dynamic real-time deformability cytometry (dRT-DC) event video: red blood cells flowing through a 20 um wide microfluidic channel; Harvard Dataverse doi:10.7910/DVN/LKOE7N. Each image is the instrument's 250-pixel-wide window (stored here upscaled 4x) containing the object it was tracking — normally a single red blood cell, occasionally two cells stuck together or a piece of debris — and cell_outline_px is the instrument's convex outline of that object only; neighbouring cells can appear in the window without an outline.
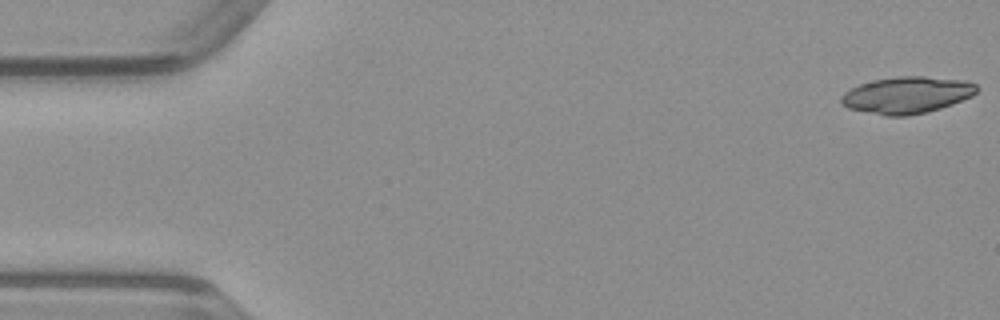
{"species": "common noctule bat (a hibernating species)", "species_latin": "Nyctalus noctula", "temperature_condition": "warm", "stored_images_in_passage": 49, "camera_frame_rate_fps": 3000, "um_per_image_px": 0.085, "animal": {"sex": "male", "body_mass_g": 23.1, "forearm_length_mm": 52.7}, "frame": {"image": 1, "passage_image": 1, "time_ms": 0.0, "image_size_px": [1000, 320], "cell_outline_px": [[980, 88], [972, 96], [952, 104], [928, 112], [908, 116], [884, 116], [848, 108], [840, 104], [840, 96], [844, 92], [860, 84], [872, 80], [896, 76], [924, 76], [968, 80], [976, 84]], "centroid_in_image_um": [77.09, 8.07], "position_along_channel_um": 7.9, "area_um2": 29.42}}
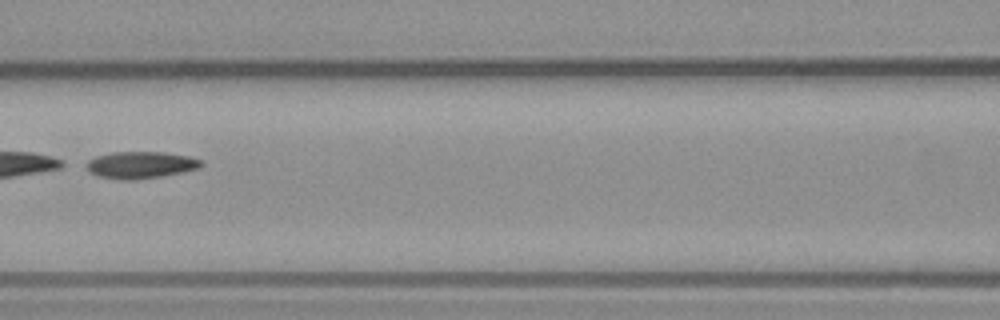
{"frame": {"image": 2, "passage_image": 22, "time_ms": 7.0, "image_size_px": [1000, 320], "cell_outline_px": [[204, 164], [200, 168], [184, 172], [160, 176], [132, 180], [120, 180], [100, 176], [88, 172], [80, 164], [96, 156], [112, 152], [164, 152], [188, 156], [200, 160]], "centroid_in_image_um": [11.88, 14.02], "position_along_channel_um": 154.7, "area_um2": 18.26}}